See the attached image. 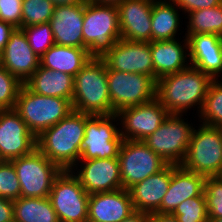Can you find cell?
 <instances>
[{"mask_svg": "<svg viewBox=\"0 0 222 222\" xmlns=\"http://www.w3.org/2000/svg\"><path fill=\"white\" fill-rule=\"evenodd\" d=\"M36 137L14 109L0 110V161L30 154Z\"/></svg>", "mask_w": 222, "mask_h": 222, "instance_id": "cell-14", "label": "cell"}, {"mask_svg": "<svg viewBox=\"0 0 222 222\" xmlns=\"http://www.w3.org/2000/svg\"><path fill=\"white\" fill-rule=\"evenodd\" d=\"M179 222H209L204 193L181 202L171 213Z\"/></svg>", "mask_w": 222, "mask_h": 222, "instance_id": "cell-32", "label": "cell"}, {"mask_svg": "<svg viewBox=\"0 0 222 222\" xmlns=\"http://www.w3.org/2000/svg\"><path fill=\"white\" fill-rule=\"evenodd\" d=\"M188 16V29L185 35L216 34L222 37V4L192 11Z\"/></svg>", "mask_w": 222, "mask_h": 222, "instance_id": "cell-29", "label": "cell"}, {"mask_svg": "<svg viewBox=\"0 0 222 222\" xmlns=\"http://www.w3.org/2000/svg\"><path fill=\"white\" fill-rule=\"evenodd\" d=\"M85 3L55 6L50 19L55 44L83 48Z\"/></svg>", "mask_w": 222, "mask_h": 222, "instance_id": "cell-21", "label": "cell"}, {"mask_svg": "<svg viewBox=\"0 0 222 222\" xmlns=\"http://www.w3.org/2000/svg\"><path fill=\"white\" fill-rule=\"evenodd\" d=\"M199 117L202 124L222 128V82L214 79L204 99Z\"/></svg>", "mask_w": 222, "mask_h": 222, "instance_id": "cell-30", "label": "cell"}, {"mask_svg": "<svg viewBox=\"0 0 222 222\" xmlns=\"http://www.w3.org/2000/svg\"><path fill=\"white\" fill-rule=\"evenodd\" d=\"M15 222H59L49 197H19L13 200Z\"/></svg>", "mask_w": 222, "mask_h": 222, "instance_id": "cell-28", "label": "cell"}, {"mask_svg": "<svg viewBox=\"0 0 222 222\" xmlns=\"http://www.w3.org/2000/svg\"><path fill=\"white\" fill-rule=\"evenodd\" d=\"M54 8L50 0H22V27L49 23Z\"/></svg>", "mask_w": 222, "mask_h": 222, "instance_id": "cell-31", "label": "cell"}, {"mask_svg": "<svg viewBox=\"0 0 222 222\" xmlns=\"http://www.w3.org/2000/svg\"><path fill=\"white\" fill-rule=\"evenodd\" d=\"M174 4V5H173ZM172 0H153L151 12L152 42L176 39L180 22L178 7Z\"/></svg>", "mask_w": 222, "mask_h": 222, "instance_id": "cell-27", "label": "cell"}, {"mask_svg": "<svg viewBox=\"0 0 222 222\" xmlns=\"http://www.w3.org/2000/svg\"><path fill=\"white\" fill-rule=\"evenodd\" d=\"M72 107L88 115L112 114L107 66L101 57L93 56L74 76Z\"/></svg>", "mask_w": 222, "mask_h": 222, "instance_id": "cell-3", "label": "cell"}, {"mask_svg": "<svg viewBox=\"0 0 222 222\" xmlns=\"http://www.w3.org/2000/svg\"><path fill=\"white\" fill-rule=\"evenodd\" d=\"M184 41L183 45L176 39L150 42L153 61V79L155 81L190 66V63H185L187 62L186 58L189 59V57H187L189 56L187 37H185ZM185 51H187V53Z\"/></svg>", "mask_w": 222, "mask_h": 222, "instance_id": "cell-24", "label": "cell"}, {"mask_svg": "<svg viewBox=\"0 0 222 222\" xmlns=\"http://www.w3.org/2000/svg\"><path fill=\"white\" fill-rule=\"evenodd\" d=\"M181 166L205 177L222 175V128L201 124L193 129Z\"/></svg>", "mask_w": 222, "mask_h": 222, "instance_id": "cell-6", "label": "cell"}, {"mask_svg": "<svg viewBox=\"0 0 222 222\" xmlns=\"http://www.w3.org/2000/svg\"><path fill=\"white\" fill-rule=\"evenodd\" d=\"M14 110L37 137L45 129L64 119L73 110V107L69 99L39 95L23 84Z\"/></svg>", "mask_w": 222, "mask_h": 222, "instance_id": "cell-4", "label": "cell"}, {"mask_svg": "<svg viewBox=\"0 0 222 222\" xmlns=\"http://www.w3.org/2000/svg\"><path fill=\"white\" fill-rule=\"evenodd\" d=\"M33 52L40 58L55 44L50 23L22 27Z\"/></svg>", "mask_w": 222, "mask_h": 222, "instance_id": "cell-33", "label": "cell"}, {"mask_svg": "<svg viewBox=\"0 0 222 222\" xmlns=\"http://www.w3.org/2000/svg\"><path fill=\"white\" fill-rule=\"evenodd\" d=\"M25 85L34 93L69 99L72 102L74 77L39 66Z\"/></svg>", "mask_w": 222, "mask_h": 222, "instance_id": "cell-25", "label": "cell"}, {"mask_svg": "<svg viewBox=\"0 0 222 222\" xmlns=\"http://www.w3.org/2000/svg\"><path fill=\"white\" fill-rule=\"evenodd\" d=\"M134 211L129 190L92 193L87 222H121Z\"/></svg>", "mask_w": 222, "mask_h": 222, "instance_id": "cell-19", "label": "cell"}, {"mask_svg": "<svg viewBox=\"0 0 222 222\" xmlns=\"http://www.w3.org/2000/svg\"><path fill=\"white\" fill-rule=\"evenodd\" d=\"M82 34L83 48L92 56L113 48L121 39L117 6L85 2Z\"/></svg>", "mask_w": 222, "mask_h": 222, "instance_id": "cell-5", "label": "cell"}, {"mask_svg": "<svg viewBox=\"0 0 222 222\" xmlns=\"http://www.w3.org/2000/svg\"><path fill=\"white\" fill-rule=\"evenodd\" d=\"M92 57L86 48L54 44L40 57V66L74 77Z\"/></svg>", "mask_w": 222, "mask_h": 222, "instance_id": "cell-26", "label": "cell"}, {"mask_svg": "<svg viewBox=\"0 0 222 222\" xmlns=\"http://www.w3.org/2000/svg\"><path fill=\"white\" fill-rule=\"evenodd\" d=\"M190 66L217 79L222 73V37L216 34L186 35Z\"/></svg>", "mask_w": 222, "mask_h": 222, "instance_id": "cell-20", "label": "cell"}, {"mask_svg": "<svg viewBox=\"0 0 222 222\" xmlns=\"http://www.w3.org/2000/svg\"><path fill=\"white\" fill-rule=\"evenodd\" d=\"M101 58L110 70L140 73L153 78V61L148 42L120 39Z\"/></svg>", "mask_w": 222, "mask_h": 222, "instance_id": "cell-15", "label": "cell"}, {"mask_svg": "<svg viewBox=\"0 0 222 222\" xmlns=\"http://www.w3.org/2000/svg\"><path fill=\"white\" fill-rule=\"evenodd\" d=\"M209 222H222V218H218V219H209Z\"/></svg>", "mask_w": 222, "mask_h": 222, "instance_id": "cell-45", "label": "cell"}, {"mask_svg": "<svg viewBox=\"0 0 222 222\" xmlns=\"http://www.w3.org/2000/svg\"><path fill=\"white\" fill-rule=\"evenodd\" d=\"M152 5L153 0H124L117 5L121 39L152 42Z\"/></svg>", "mask_w": 222, "mask_h": 222, "instance_id": "cell-17", "label": "cell"}, {"mask_svg": "<svg viewBox=\"0 0 222 222\" xmlns=\"http://www.w3.org/2000/svg\"><path fill=\"white\" fill-rule=\"evenodd\" d=\"M214 79L201 70L188 68L157 79L156 99L169 114H182L197 106L200 112Z\"/></svg>", "mask_w": 222, "mask_h": 222, "instance_id": "cell-2", "label": "cell"}, {"mask_svg": "<svg viewBox=\"0 0 222 222\" xmlns=\"http://www.w3.org/2000/svg\"><path fill=\"white\" fill-rule=\"evenodd\" d=\"M115 119L119 120L117 113L99 116L85 114V135L79 162L96 158H118L123 137L120 129L113 124Z\"/></svg>", "mask_w": 222, "mask_h": 222, "instance_id": "cell-7", "label": "cell"}, {"mask_svg": "<svg viewBox=\"0 0 222 222\" xmlns=\"http://www.w3.org/2000/svg\"><path fill=\"white\" fill-rule=\"evenodd\" d=\"M21 187V197H49L62 169L35 148L30 154L11 160Z\"/></svg>", "mask_w": 222, "mask_h": 222, "instance_id": "cell-8", "label": "cell"}, {"mask_svg": "<svg viewBox=\"0 0 222 222\" xmlns=\"http://www.w3.org/2000/svg\"><path fill=\"white\" fill-rule=\"evenodd\" d=\"M171 182V164L160 172L150 175L129 189L134 210L156 212Z\"/></svg>", "mask_w": 222, "mask_h": 222, "instance_id": "cell-23", "label": "cell"}, {"mask_svg": "<svg viewBox=\"0 0 222 222\" xmlns=\"http://www.w3.org/2000/svg\"><path fill=\"white\" fill-rule=\"evenodd\" d=\"M181 116L183 115L169 114L159 128L143 140L168 164H182L194 129Z\"/></svg>", "mask_w": 222, "mask_h": 222, "instance_id": "cell-9", "label": "cell"}, {"mask_svg": "<svg viewBox=\"0 0 222 222\" xmlns=\"http://www.w3.org/2000/svg\"><path fill=\"white\" fill-rule=\"evenodd\" d=\"M148 222H179L178 219L170 213H149Z\"/></svg>", "mask_w": 222, "mask_h": 222, "instance_id": "cell-41", "label": "cell"}, {"mask_svg": "<svg viewBox=\"0 0 222 222\" xmlns=\"http://www.w3.org/2000/svg\"><path fill=\"white\" fill-rule=\"evenodd\" d=\"M89 196L71 170H62L49 194L59 222H87Z\"/></svg>", "mask_w": 222, "mask_h": 222, "instance_id": "cell-11", "label": "cell"}, {"mask_svg": "<svg viewBox=\"0 0 222 222\" xmlns=\"http://www.w3.org/2000/svg\"><path fill=\"white\" fill-rule=\"evenodd\" d=\"M205 179L204 175L171 164V182L156 212L171 214L184 200L201 196L204 193Z\"/></svg>", "mask_w": 222, "mask_h": 222, "instance_id": "cell-22", "label": "cell"}, {"mask_svg": "<svg viewBox=\"0 0 222 222\" xmlns=\"http://www.w3.org/2000/svg\"><path fill=\"white\" fill-rule=\"evenodd\" d=\"M86 2H91L94 4H101V5H115L117 6L124 0H85Z\"/></svg>", "mask_w": 222, "mask_h": 222, "instance_id": "cell-44", "label": "cell"}, {"mask_svg": "<svg viewBox=\"0 0 222 222\" xmlns=\"http://www.w3.org/2000/svg\"><path fill=\"white\" fill-rule=\"evenodd\" d=\"M1 64L23 84L40 66V58L33 52L22 28H15L1 52Z\"/></svg>", "mask_w": 222, "mask_h": 222, "instance_id": "cell-18", "label": "cell"}, {"mask_svg": "<svg viewBox=\"0 0 222 222\" xmlns=\"http://www.w3.org/2000/svg\"><path fill=\"white\" fill-rule=\"evenodd\" d=\"M15 30V27L8 22L0 20V53L4 50L9 41L10 34Z\"/></svg>", "mask_w": 222, "mask_h": 222, "instance_id": "cell-40", "label": "cell"}, {"mask_svg": "<svg viewBox=\"0 0 222 222\" xmlns=\"http://www.w3.org/2000/svg\"><path fill=\"white\" fill-rule=\"evenodd\" d=\"M14 221L13 200L0 197V222Z\"/></svg>", "mask_w": 222, "mask_h": 222, "instance_id": "cell-39", "label": "cell"}, {"mask_svg": "<svg viewBox=\"0 0 222 222\" xmlns=\"http://www.w3.org/2000/svg\"><path fill=\"white\" fill-rule=\"evenodd\" d=\"M0 197L10 200L21 197L20 182L11 161H0Z\"/></svg>", "mask_w": 222, "mask_h": 222, "instance_id": "cell-36", "label": "cell"}, {"mask_svg": "<svg viewBox=\"0 0 222 222\" xmlns=\"http://www.w3.org/2000/svg\"><path fill=\"white\" fill-rule=\"evenodd\" d=\"M122 188L129 190L150 175L163 170L168 163L144 141L123 140L119 155Z\"/></svg>", "mask_w": 222, "mask_h": 222, "instance_id": "cell-12", "label": "cell"}, {"mask_svg": "<svg viewBox=\"0 0 222 222\" xmlns=\"http://www.w3.org/2000/svg\"><path fill=\"white\" fill-rule=\"evenodd\" d=\"M208 218H222V175L206 177L204 182Z\"/></svg>", "mask_w": 222, "mask_h": 222, "instance_id": "cell-34", "label": "cell"}, {"mask_svg": "<svg viewBox=\"0 0 222 222\" xmlns=\"http://www.w3.org/2000/svg\"><path fill=\"white\" fill-rule=\"evenodd\" d=\"M117 115L122 123L123 140L143 141L159 128L169 112L155 98L145 104L123 108Z\"/></svg>", "mask_w": 222, "mask_h": 222, "instance_id": "cell-13", "label": "cell"}, {"mask_svg": "<svg viewBox=\"0 0 222 222\" xmlns=\"http://www.w3.org/2000/svg\"><path fill=\"white\" fill-rule=\"evenodd\" d=\"M149 213L135 210L121 222H148Z\"/></svg>", "mask_w": 222, "mask_h": 222, "instance_id": "cell-42", "label": "cell"}, {"mask_svg": "<svg viewBox=\"0 0 222 222\" xmlns=\"http://www.w3.org/2000/svg\"><path fill=\"white\" fill-rule=\"evenodd\" d=\"M172 2L175 3L179 9L184 10V13L212 8L222 4V0H172Z\"/></svg>", "mask_w": 222, "mask_h": 222, "instance_id": "cell-38", "label": "cell"}, {"mask_svg": "<svg viewBox=\"0 0 222 222\" xmlns=\"http://www.w3.org/2000/svg\"><path fill=\"white\" fill-rule=\"evenodd\" d=\"M23 83L0 66V110L14 109Z\"/></svg>", "mask_w": 222, "mask_h": 222, "instance_id": "cell-35", "label": "cell"}, {"mask_svg": "<svg viewBox=\"0 0 222 222\" xmlns=\"http://www.w3.org/2000/svg\"><path fill=\"white\" fill-rule=\"evenodd\" d=\"M55 6L85 3V0H50Z\"/></svg>", "mask_w": 222, "mask_h": 222, "instance_id": "cell-43", "label": "cell"}, {"mask_svg": "<svg viewBox=\"0 0 222 222\" xmlns=\"http://www.w3.org/2000/svg\"><path fill=\"white\" fill-rule=\"evenodd\" d=\"M107 81L112 114L156 98V81L151 76L110 70L107 67Z\"/></svg>", "mask_w": 222, "mask_h": 222, "instance_id": "cell-10", "label": "cell"}, {"mask_svg": "<svg viewBox=\"0 0 222 222\" xmlns=\"http://www.w3.org/2000/svg\"><path fill=\"white\" fill-rule=\"evenodd\" d=\"M84 162V163H83ZM74 175L88 194L122 189L118 158L82 160Z\"/></svg>", "mask_w": 222, "mask_h": 222, "instance_id": "cell-16", "label": "cell"}, {"mask_svg": "<svg viewBox=\"0 0 222 222\" xmlns=\"http://www.w3.org/2000/svg\"><path fill=\"white\" fill-rule=\"evenodd\" d=\"M0 20L22 28V0H0Z\"/></svg>", "mask_w": 222, "mask_h": 222, "instance_id": "cell-37", "label": "cell"}, {"mask_svg": "<svg viewBox=\"0 0 222 222\" xmlns=\"http://www.w3.org/2000/svg\"><path fill=\"white\" fill-rule=\"evenodd\" d=\"M84 131L85 113L72 110L36 137V148L62 170H73L81 155Z\"/></svg>", "mask_w": 222, "mask_h": 222, "instance_id": "cell-1", "label": "cell"}]
</instances>
